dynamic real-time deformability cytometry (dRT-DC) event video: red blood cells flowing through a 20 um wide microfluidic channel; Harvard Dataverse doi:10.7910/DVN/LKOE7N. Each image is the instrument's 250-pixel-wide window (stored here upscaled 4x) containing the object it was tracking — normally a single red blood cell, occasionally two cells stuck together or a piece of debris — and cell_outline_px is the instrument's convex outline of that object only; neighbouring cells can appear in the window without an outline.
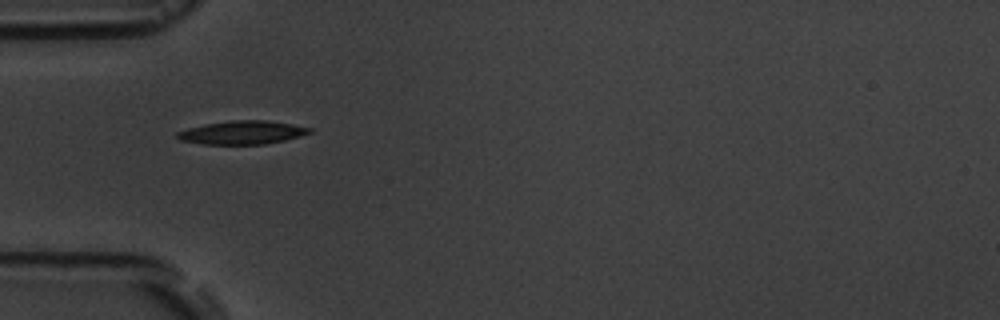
{"species": "common noctule bat (a hibernating species)", "species_latin": "Nyctalus noctula", "temperature_condition": "room temperature", "stored_images_in_passage": 12, "camera_frame_rate_fps": 3000, "um_per_image_px": 0.085, "animal": {"sex": "male", "body_mass_g": 19.5, "forearm_length_mm": 54.6}, "frame": {"image": 1, "passage_image": 1, "time_ms": 0.0, "image_size_px": [1000, 320], "cell_outline_px": [[312, 132], [300, 136], [284, 140], [264, 144], [204, 144], [180, 140], [176, 136], [176, 132], [188, 128], [204, 124], [232, 120], [264, 120], [292, 124], [312, 128]], "centroid_in_image_um": [20.58, 11.26], "position_along_channel_um": 64.4, "area_um2": 17.98}}
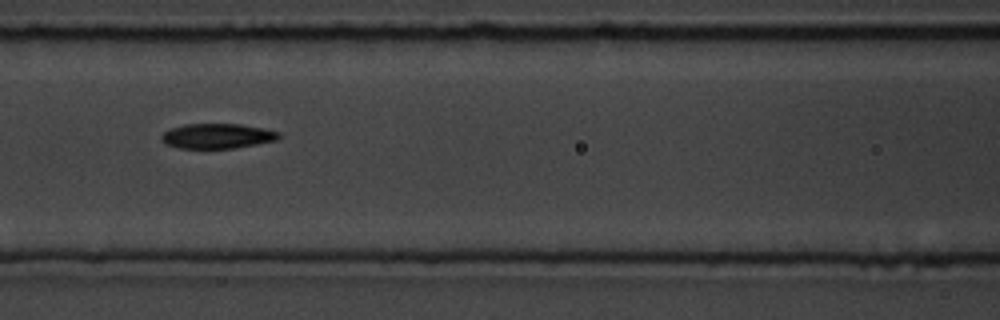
{"frame": {"image": 2, "passage_image": 3, "time_ms": 2.333, "image_size_px": [1000, 320], "cell_outline_px": [[280, 136], [276, 140], [236, 148], [180, 148], [164, 144], [160, 140], [160, 136], [168, 128], [184, 124], [240, 124], [264, 128], [280, 132]], "centroid_in_image_um": [18.42, 11.56], "position_along_channel_um": 148.2, "area_um2": 17.22}}
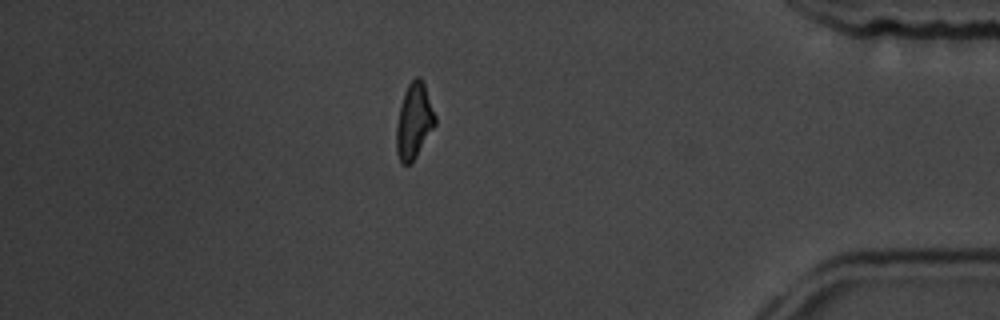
{"frame": {"image": 3, "passage_image": 10, "time_ms": 10.333, "image_size_px": [1000, 320], "cell_outline_px": [[436, 124], [416, 156], [408, 164], [400, 164], [396, 152], [396, 124], [404, 92], [408, 84], [416, 76], [420, 76], [424, 84], [436, 116]], "centroid_in_image_um": [35.18, 10.29], "position_along_channel_um": 400.0, "area_um2": 16.94}, "authors_computed_cell_mechanics": {"area_um2": 17.34, "velocity_mm_per_s": 3.6246, "shape_relaxation_time_tau1_ms": 2.5103, "shape_relaxation_time_tau2_ms": 3.2075, "deformation_change_tau1": 0.1155, "deformation_change_tau2": 0.0868}}